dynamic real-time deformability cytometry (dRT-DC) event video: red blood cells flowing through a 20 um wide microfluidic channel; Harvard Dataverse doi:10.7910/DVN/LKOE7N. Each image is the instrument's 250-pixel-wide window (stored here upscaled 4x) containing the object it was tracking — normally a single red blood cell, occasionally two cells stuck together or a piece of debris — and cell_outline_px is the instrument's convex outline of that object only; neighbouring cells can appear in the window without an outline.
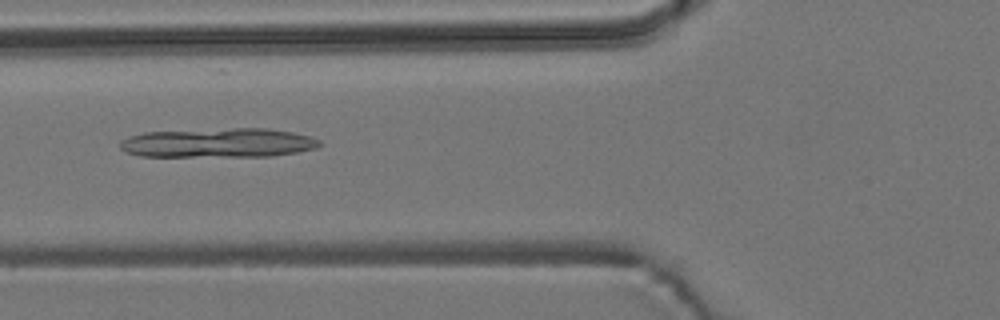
{"species": "common noctule bat (a hibernating species)", "species_latin": "Nyctalus noctula", "temperature_condition": "room temperature", "stored_images_in_passage": 7, "camera_frame_rate_fps": 3000, "um_per_image_px": 0.085, "animal": {"sex": "male", "body_mass_g": 19.2, "forearm_length_mm": 51.8}, "frame": {"image": 1, "passage_image": 6, "time_ms": 6.0, "image_size_px": [1000, 320], "cell_outline_px": [[320, 144], [316, 148], [296, 152], [272, 156], [140, 156], [124, 152], [120, 148], [120, 140], [128, 136], [144, 132], [232, 128], [268, 128], [292, 132], [312, 136], [320, 140]], "centroid_in_image_um": [18.54, 12.14], "position_along_channel_um": 107.3, "area_um2": 34.22}}
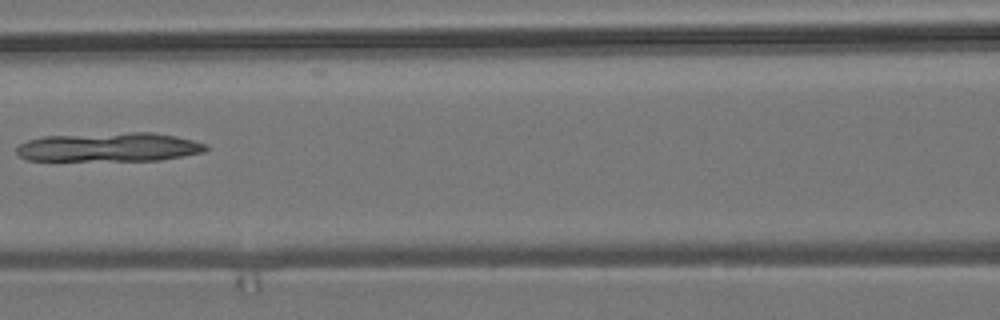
{"frame": {"image": 2, "passage_image": 7, "time_ms": 7.333, "image_size_px": [1000, 320], "cell_outline_px": [[208, 148], [204, 152], [160, 160], [28, 160], [20, 156], [16, 152], [16, 148], [20, 144], [28, 140], [44, 136], [132, 132], [152, 132], [192, 140], [208, 144]], "centroid_in_image_um": [9.29, 12.5], "position_along_channel_um": 157.3, "area_um2": 31.73}}